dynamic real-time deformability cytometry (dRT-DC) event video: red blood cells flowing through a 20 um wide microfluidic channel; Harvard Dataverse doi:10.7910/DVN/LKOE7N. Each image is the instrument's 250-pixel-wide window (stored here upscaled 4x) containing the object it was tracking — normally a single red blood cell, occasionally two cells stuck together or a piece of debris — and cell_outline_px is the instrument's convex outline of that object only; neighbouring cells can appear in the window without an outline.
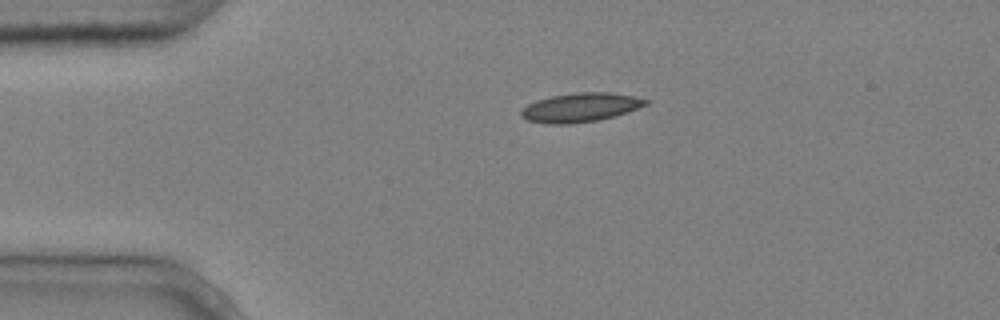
{"species": "common noctule bat (a hibernating species)", "species_latin": "Nyctalus noctula", "temperature_condition": "cold", "stored_images_in_passage": 2, "camera_frame_rate_fps": 3000, "um_per_image_px": 0.085, "animal": {"sex": "male", "body_mass_g": 20.4}, "frame": {"image": 1, "passage_image": 1, "time_ms": 0.0, "image_size_px": [1000, 320], "cell_outline_px": [[652, 100], [648, 104], [616, 116], [600, 120], [568, 124], [544, 124], [528, 120], [520, 116], [520, 112], [528, 104], [536, 100], [552, 96], [580, 92], [608, 92], [632, 96]], "centroid_in_image_um": [49.35, 9.14], "position_along_channel_um": 35.7, "area_um2": 21.1}}